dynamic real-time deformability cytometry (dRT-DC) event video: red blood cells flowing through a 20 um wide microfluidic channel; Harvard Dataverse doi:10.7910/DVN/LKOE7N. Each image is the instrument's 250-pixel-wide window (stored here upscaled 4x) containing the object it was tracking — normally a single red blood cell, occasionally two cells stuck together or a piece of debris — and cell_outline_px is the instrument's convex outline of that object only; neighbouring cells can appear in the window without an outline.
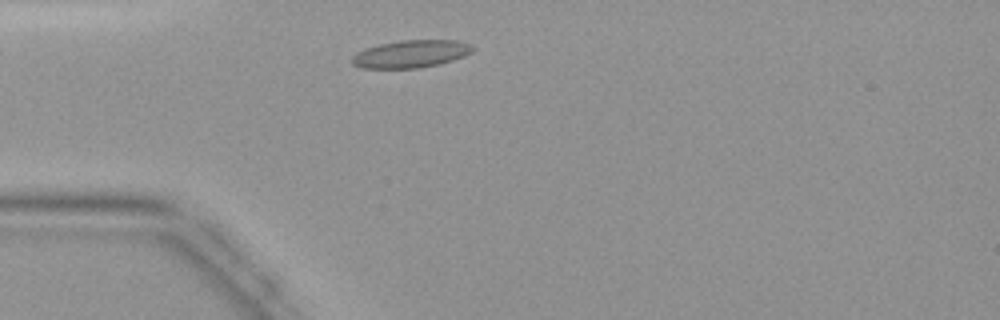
{"species": "common noctule bat (a hibernating species)", "species_latin": "Nyctalus noctula", "temperature_condition": "warm", "stored_images_in_passage": 36, "camera_frame_rate_fps": 3000, "um_per_image_px": 0.085, "animal": {"sex": "female", "body_mass_g": 19.9}, "frame": {"image": 1, "passage_image": 4, "time_ms": 1.0, "image_size_px": [1000, 320], "cell_outline_px": [[476, 48], [472, 52], [464, 56], [440, 64], [420, 68], [360, 68], [352, 64], [348, 60], [356, 52], [364, 48], [376, 44], [400, 40], [456, 40], [472, 44]], "centroid_in_image_um": [34.89, 4.58], "position_along_channel_um": 50.1, "area_um2": 19.83}}
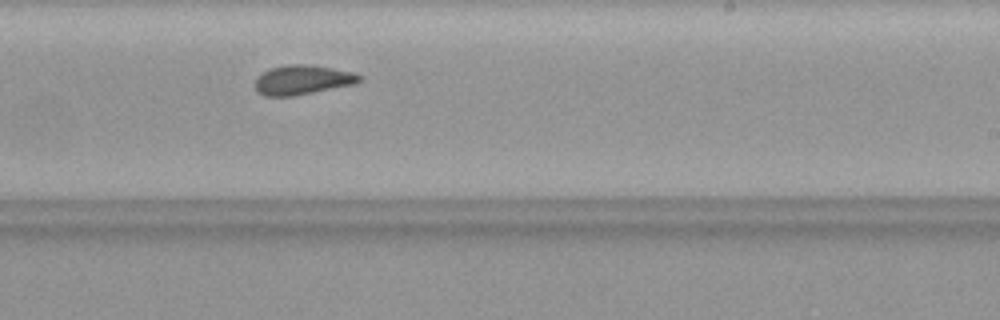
{"frame": {"image": 2, "passage_image": 19, "time_ms": 6.0, "image_size_px": [1000, 320], "cell_outline_px": [[360, 80], [352, 84], [292, 96], [264, 96], [256, 88], [256, 76], [272, 68], [288, 64], [312, 64], [352, 72], [360, 76]], "centroid_in_image_um": [25.67, 6.77], "position_along_channel_um": 263.3, "area_um2": 17.51}}
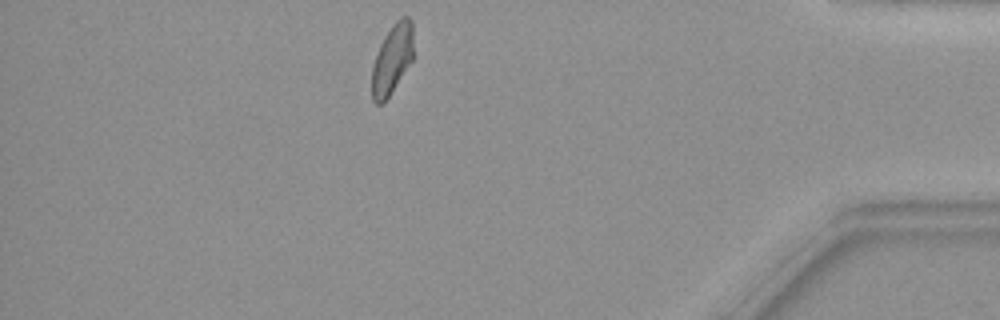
{"frame": {"image": 3, "passage_image": 31, "time_ms": 10.0, "image_size_px": [1000, 320], "cell_outline_px": [[412, 60], [384, 104], [376, 104], [372, 100], [372, 68], [380, 44], [384, 36], [392, 24], [400, 16], [408, 16], [412, 20]], "centroid_in_image_um": [33.32, 5.02], "position_along_channel_um": 401.9, "area_um2": 16.82}}